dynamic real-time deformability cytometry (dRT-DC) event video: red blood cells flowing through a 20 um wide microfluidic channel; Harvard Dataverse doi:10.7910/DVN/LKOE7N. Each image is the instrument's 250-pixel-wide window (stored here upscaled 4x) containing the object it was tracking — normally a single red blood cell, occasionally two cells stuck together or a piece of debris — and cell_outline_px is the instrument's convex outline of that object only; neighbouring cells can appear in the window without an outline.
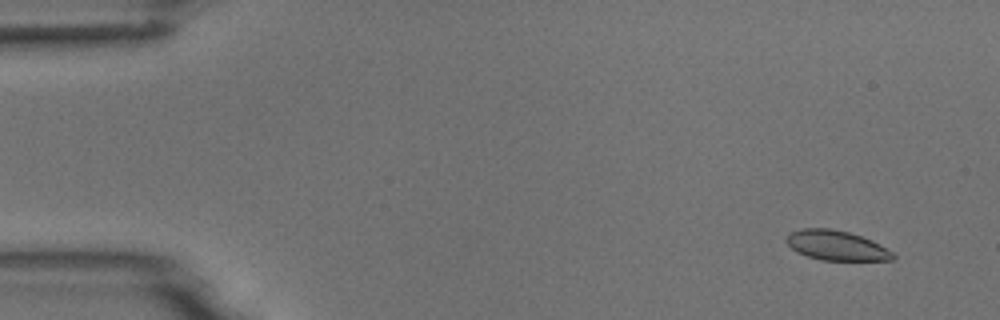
{"species": "common noctule bat (a hibernating species)", "species_latin": "Nyctalus noctula", "temperature_condition": "room temperature", "stored_images_in_passage": 54, "camera_frame_rate_fps": 3000, "um_per_image_px": 0.085, "animal": {"sex": "male", "body_mass_g": 18.8}, "frame": {"image": 1, "passage_image": 3, "time_ms": 0.667, "image_size_px": [1000, 320], "cell_outline_px": [[896, 256], [892, 260], [820, 260], [796, 252], [784, 240], [788, 232], [804, 228], [832, 228], [848, 232], [872, 240], [880, 244], [892, 252]], "centroid_in_image_um": [71.06, 20.85], "position_along_channel_um": 13.9, "area_um2": 18.55}}
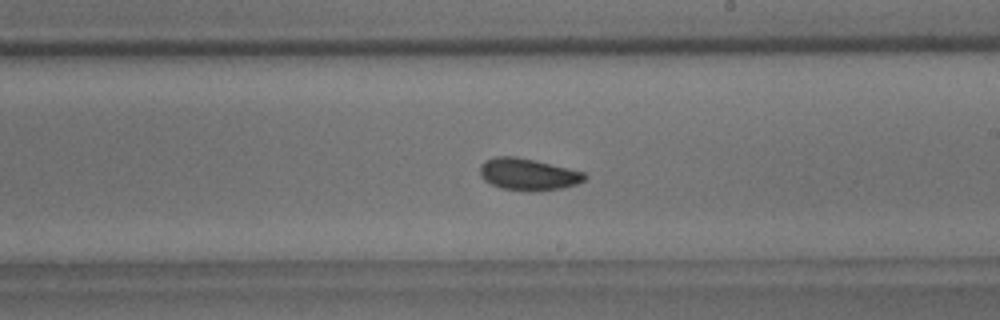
{"frame": {"image": 2, "passage_image": 31, "time_ms": 10.0, "image_size_px": [1000, 320], "cell_outline_px": [[588, 176], [584, 180], [576, 184], [560, 188], [536, 192], [528, 192], [500, 188], [484, 180], [480, 176], [480, 164], [484, 160], [496, 156], [516, 156], [536, 160], [584, 172]], "centroid_in_image_um": [44.86, 14.82], "position_along_channel_um": 244.1, "area_um2": 19.71}}
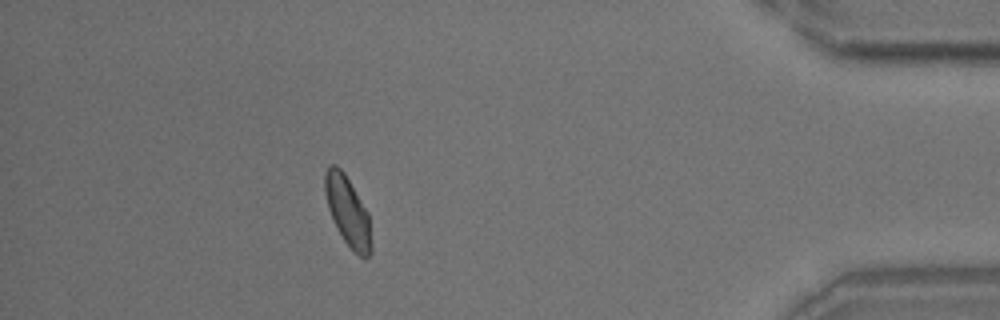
{"frame": {"image": 3, "passage_image": 48, "time_ms": 15.667, "image_size_px": [1000, 320], "cell_outline_px": [[372, 252], [368, 256], [360, 256], [344, 240], [328, 208], [324, 192], [324, 172], [328, 164], [336, 164], [344, 172], [368, 212], [372, 244]], "centroid_in_image_um": [29.55, 17.89], "position_along_channel_um": 405.7, "area_um2": 18.55}, "authors_computed_cell_mechanics": {"area_um2": 19.1318, "velocity_mm_per_s": 3.6887, "shape_relaxation_time_tau1_ms": 3.8648, "shape_relaxation_time_tau2_ms": 2.1701, "deformation_change_tau1": 0.0817, "deformation_change_tau2": 0.044}}